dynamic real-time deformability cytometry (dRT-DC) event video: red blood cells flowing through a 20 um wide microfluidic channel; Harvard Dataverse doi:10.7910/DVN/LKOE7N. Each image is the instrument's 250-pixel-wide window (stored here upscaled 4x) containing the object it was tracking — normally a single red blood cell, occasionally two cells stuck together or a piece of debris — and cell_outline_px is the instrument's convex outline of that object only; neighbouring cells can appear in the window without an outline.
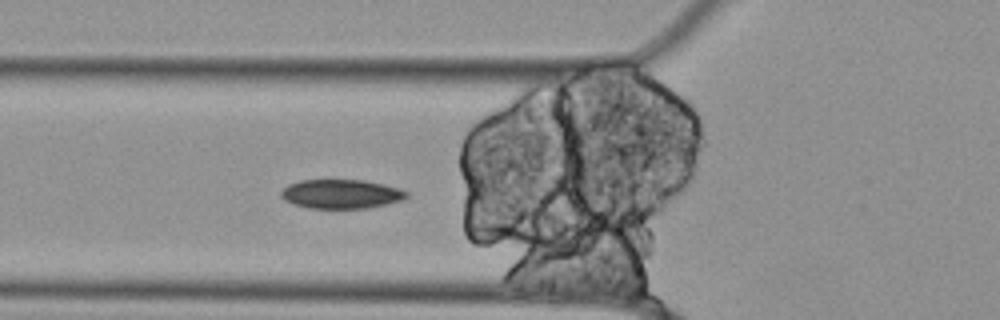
{"species": "Egyptian fruit bat (a non-hibernating species)", "species_latin": "Rousettus aegyptiacus", "temperature_condition": "cold", "stored_images_in_passage": 57, "camera_frame_rate_fps": 3000, "um_per_image_px": 0.085, "animal": {"sex": "female"}, "frame": {"image": 1, "passage_image": 19, "time_ms": 6.0, "image_size_px": [1000, 320], "cell_outline_px": [[408, 196], [400, 200], [368, 208], [308, 208], [292, 204], [284, 200], [280, 196], [280, 192], [288, 184], [300, 180], [364, 180], [384, 184], [400, 188], [408, 192]], "centroid_in_image_um": [28.96, 16.48], "position_along_channel_um": 96.8, "area_um2": 21.33}}
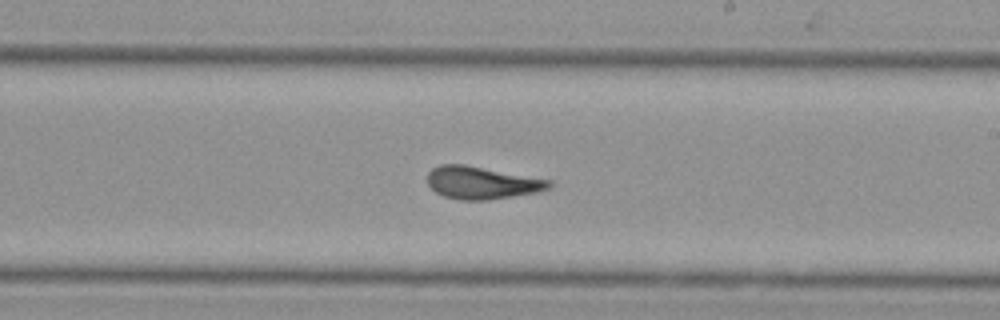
{"frame": {"image": 2, "passage_image": 32, "time_ms": 10.333, "image_size_px": [1000, 320], "cell_outline_px": [[552, 184], [548, 188], [536, 192], [488, 200], [460, 200], [444, 196], [436, 192], [428, 184], [428, 172], [432, 168], [440, 164], [464, 164], [552, 180]], "centroid_in_image_um": [40.93, 15.52], "position_along_channel_um": 248.1, "area_um2": 22.95}}
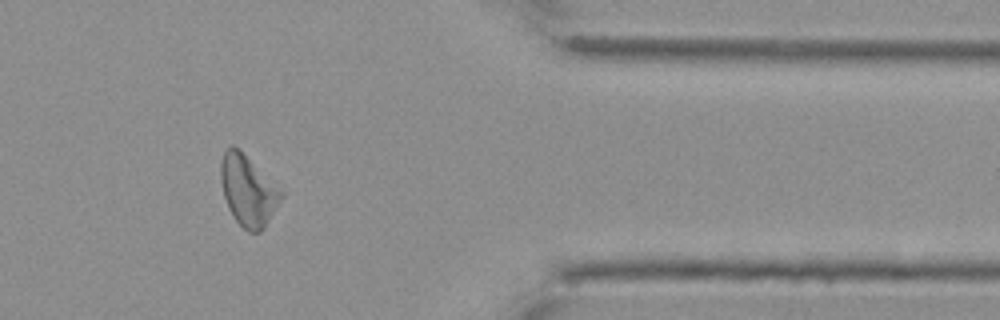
{"frame": {"image": 3, "passage_image": 46, "time_ms": 15.0, "image_size_px": [1000, 320], "cell_outline_px": [[284, 196], [264, 228], [260, 232], [248, 232], [232, 216], [228, 208], [224, 196], [220, 180], [220, 164], [224, 152], [232, 144], [240, 148], [284, 192]], "centroid_in_image_um": [21.09, 16.17], "position_along_channel_um": 390.3, "area_um2": 25.09}, "authors_computed_cell_mechanics": {"area_um2": 23.9292, "velocity_mm_per_s": 3.492, "shape_relaxation_time_tau1_ms": null, "shape_relaxation_time_tau2_ms": 2.8432, "deformation_change_tau1": null, "deformation_change_tau2": 0.1408}}